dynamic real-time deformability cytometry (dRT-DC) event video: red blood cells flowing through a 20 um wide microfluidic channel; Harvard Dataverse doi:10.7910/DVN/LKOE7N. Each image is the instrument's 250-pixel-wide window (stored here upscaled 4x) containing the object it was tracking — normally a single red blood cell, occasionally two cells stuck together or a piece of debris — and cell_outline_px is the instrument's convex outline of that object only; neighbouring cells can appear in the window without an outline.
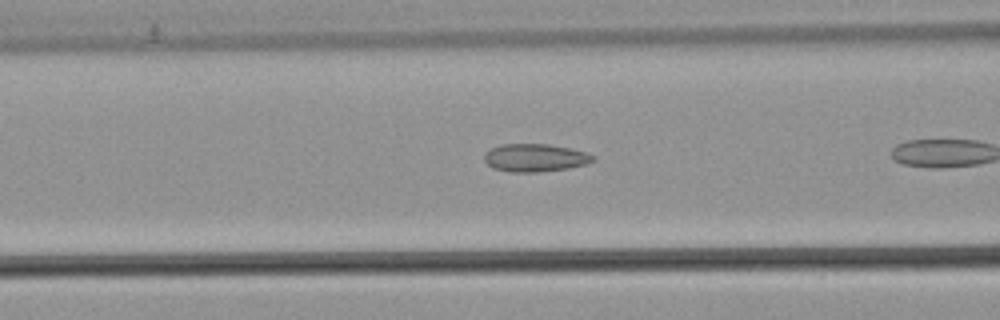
{"species": "common noctule bat (a hibernating species)", "species_latin": "Nyctalus noctula", "temperature_condition": "warm", "stored_images_in_passage": 13, "camera_frame_rate_fps": 3000, "um_per_image_px": 0.085, "animal": {"sex": "male", "body_mass_g": 21.5, "forearm_length_mm": 52.0}, "frame": {"image": 1, "passage_image": 6, "time_ms": 1.667, "image_size_px": [1000, 320], "cell_outline_px": [[596, 160], [588, 164], [568, 168], [540, 172], [508, 172], [492, 168], [484, 160], [484, 152], [492, 148], [504, 144], [548, 144], [588, 152], [596, 156]], "centroid_in_image_um": [45.51, 13.42], "position_along_channel_um": 121.1, "area_um2": 17.86}}